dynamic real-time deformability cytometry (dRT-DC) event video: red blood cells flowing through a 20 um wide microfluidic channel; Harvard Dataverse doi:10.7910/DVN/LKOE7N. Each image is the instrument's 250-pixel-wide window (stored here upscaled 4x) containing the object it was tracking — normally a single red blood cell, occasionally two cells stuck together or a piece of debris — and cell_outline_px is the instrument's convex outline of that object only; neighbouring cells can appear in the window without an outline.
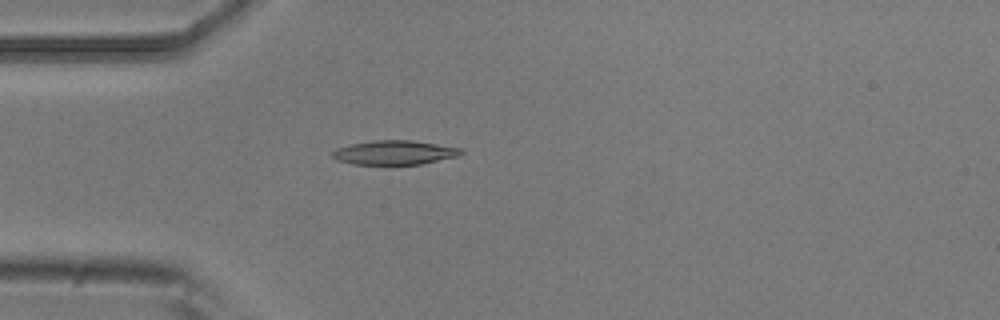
{"species": "common noctule bat (a hibernating species)", "species_latin": "Nyctalus noctula", "temperature_condition": "room temperature", "stored_images_in_passage": 4, "camera_frame_rate_fps": 3000, "um_per_image_px": 0.085, "animal": {"sex": "male", "body_mass_g": 20.5, "forearm_length_mm": 52.5}, "frame": {"image": 1, "passage_image": 4, "time_ms": 1.0, "image_size_px": [1000, 320], "cell_outline_px": [[464, 152], [460, 156], [420, 164], [384, 168], [352, 164], [336, 160], [332, 156], [332, 152], [336, 148], [352, 144], [372, 140], [412, 140], [464, 148]], "centroid_in_image_um": [33.53, 13.02], "position_along_channel_um": 51.5, "area_um2": 19.25}}